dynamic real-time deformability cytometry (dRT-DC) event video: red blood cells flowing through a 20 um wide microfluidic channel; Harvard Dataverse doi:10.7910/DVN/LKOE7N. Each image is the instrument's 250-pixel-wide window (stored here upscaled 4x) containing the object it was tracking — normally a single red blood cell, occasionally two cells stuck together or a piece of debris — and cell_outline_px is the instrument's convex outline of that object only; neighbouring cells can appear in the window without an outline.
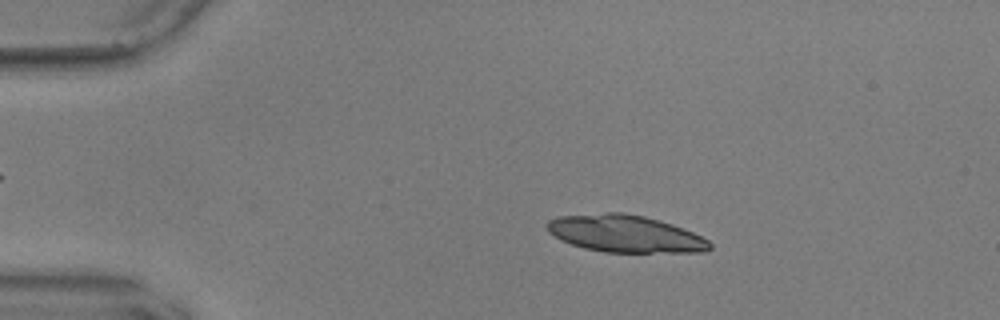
{"species": "common noctule bat (a hibernating species)", "species_latin": "Nyctalus noctula", "temperature_condition": "warm", "stored_images_in_passage": 55, "camera_frame_rate_fps": 3000, "um_per_image_px": 0.085, "animal": {"sex": "male", "body_mass_g": 17.9, "forearm_length_mm": 54.2}, "frame": {"image": 1, "passage_image": 10, "time_ms": 3.0, "image_size_px": [1000, 320], "cell_outline_px": [[712, 248], [704, 252], [604, 252], [584, 248], [560, 240], [548, 232], [548, 220], [560, 216], [604, 212], [624, 212], [644, 216], [672, 224], [692, 232], [708, 240], [712, 244]], "centroid_in_image_um": [53.14, 19.86], "position_along_channel_um": 31.9, "area_um2": 35.2}}